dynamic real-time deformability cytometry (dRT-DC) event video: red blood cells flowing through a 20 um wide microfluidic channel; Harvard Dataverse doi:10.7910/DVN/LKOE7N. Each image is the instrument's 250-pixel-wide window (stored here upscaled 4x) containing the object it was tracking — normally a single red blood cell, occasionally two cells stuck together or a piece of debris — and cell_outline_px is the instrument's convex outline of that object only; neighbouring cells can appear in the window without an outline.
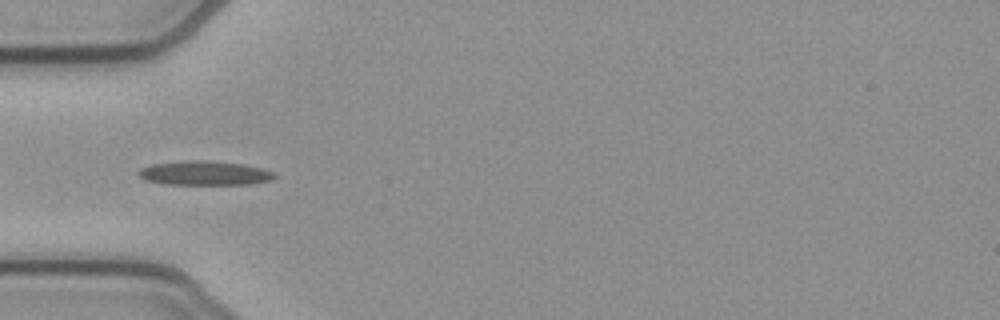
{"species": "common noctule bat (a hibernating species)", "species_latin": "Nyctalus noctula", "temperature_condition": "cold", "stored_images_in_passage": 37, "camera_frame_rate_fps": 3000, "um_per_image_px": 0.085, "animal": {"sex": "female", "body_mass_g": 21.9}, "frame": {"image": 1, "passage_image": 1, "time_ms": 0.0, "image_size_px": [1000, 320], "cell_outline_px": [[276, 176], [272, 180], [248, 184], [164, 184], [144, 180], [136, 172], [140, 168], [152, 164], [180, 160], [208, 160], [244, 164], [260, 168], [272, 172]], "centroid_in_image_um": [17.33, 14.7], "position_along_channel_um": 67.7, "area_um2": 19.31}}
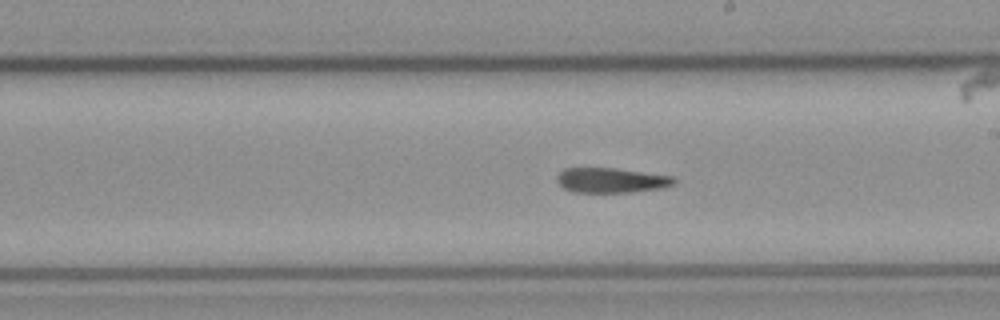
{"frame": {"image": 2, "passage_image": 14, "time_ms": 4.333, "image_size_px": [1000, 320], "cell_outline_px": [[676, 180], [672, 184], [664, 188], [632, 192], [576, 192], [564, 188], [556, 180], [556, 176], [564, 168], [616, 168], [672, 176]], "centroid_in_image_um": [51.95, 15.32], "position_along_channel_um": 237.1, "area_um2": 16.94}}
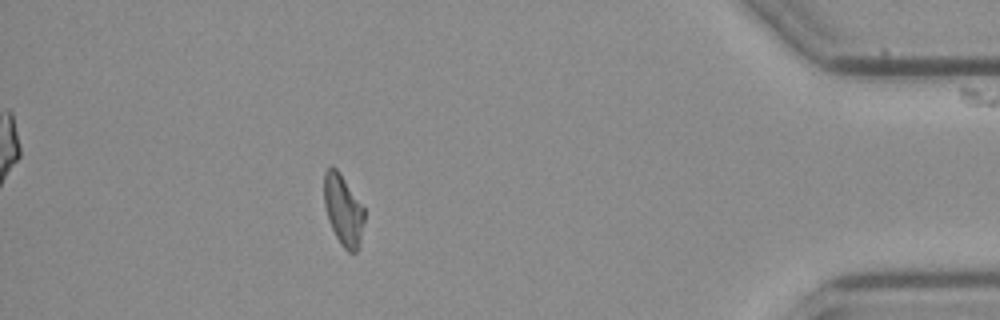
{"frame": {"image": 3, "passage_image": 31, "time_ms": 10.0, "image_size_px": [1000, 320], "cell_outline_px": [[364, 224], [360, 244], [356, 252], [348, 252], [340, 244], [328, 220], [324, 204], [324, 172], [332, 164], [340, 172], [364, 208]], "centroid_in_image_um": [29.17, 17.85], "position_along_channel_um": 406.0, "area_um2": 16.7}}